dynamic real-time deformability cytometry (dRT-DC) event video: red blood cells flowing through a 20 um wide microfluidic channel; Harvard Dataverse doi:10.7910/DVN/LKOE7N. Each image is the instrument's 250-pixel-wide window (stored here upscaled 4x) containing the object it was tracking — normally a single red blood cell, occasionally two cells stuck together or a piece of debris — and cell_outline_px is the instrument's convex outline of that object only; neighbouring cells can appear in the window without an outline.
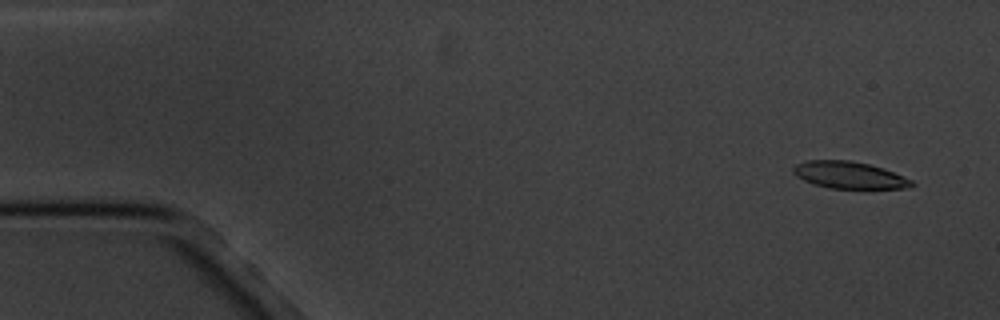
{"species": "common noctule bat (a hibernating species)", "species_latin": "Nyctalus noctula", "temperature_condition": "cold", "stored_images_in_passage": 5, "camera_frame_rate_fps": 3000, "um_per_image_px": 0.085, "animal": {"sex": "male", "body_mass_g": 20.1, "forearm_length_mm": 53.5}, "frame": {"image": 1, "passage_image": 1, "time_ms": 0.0, "image_size_px": [1000, 320], "cell_outline_px": [[916, 184], [912, 188], [828, 188], [812, 184], [796, 176], [792, 172], [792, 168], [796, 164], [808, 160], [852, 160], [884, 168], [912, 180]], "centroid_in_image_um": [72.18, 14.88], "position_along_channel_um": 12.8, "area_um2": 18.73}}